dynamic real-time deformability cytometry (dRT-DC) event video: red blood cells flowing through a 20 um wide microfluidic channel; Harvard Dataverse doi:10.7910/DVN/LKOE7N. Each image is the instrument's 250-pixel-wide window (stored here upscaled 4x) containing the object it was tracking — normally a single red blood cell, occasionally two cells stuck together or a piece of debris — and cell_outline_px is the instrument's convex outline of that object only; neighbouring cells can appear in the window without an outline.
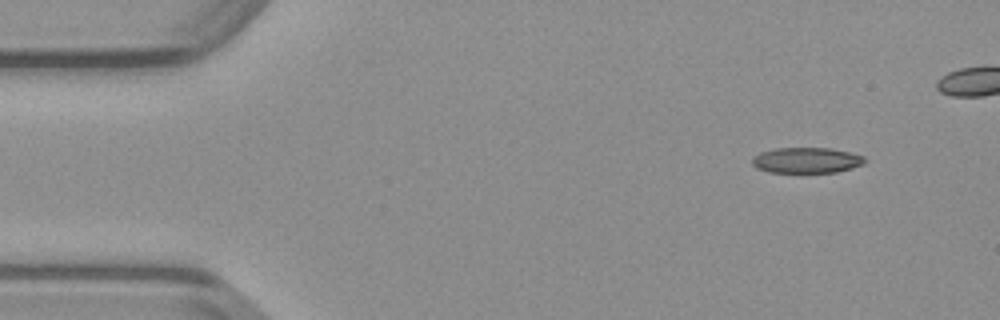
{"species": "common noctule bat (a hibernating species)", "species_latin": "Nyctalus noctula", "temperature_condition": "warm", "stored_images_in_passage": 39, "camera_frame_rate_fps": 3000, "um_per_image_px": 0.085, "animal": {"sex": "male", "body_mass_g": 23.1, "forearm_length_mm": 52.7}, "frame": {"image": 1, "passage_image": 1, "time_ms": 0.0, "image_size_px": [1000, 320], "cell_outline_px": [[868, 160], [864, 164], [852, 168], [836, 172], [768, 172], [756, 168], [752, 164], [752, 156], [760, 152], [776, 148], [832, 148], [864, 156]], "centroid_in_image_um": [68.56, 13.62], "position_along_channel_um": 16.4, "area_um2": 16.94}}
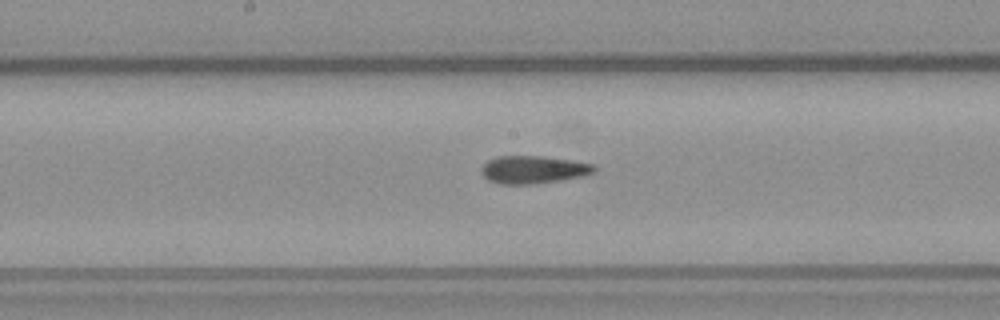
{"frame": {"image": 2, "passage_image": 21, "time_ms": 6.667, "image_size_px": [1000, 320], "cell_outline_px": [[596, 172], [584, 176], [560, 180], [532, 184], [500, 184], [488, 180], [480, 172], [480, 168], [488, 160], [496, 156], [544, 156], [572, 160], [596, 164]], "centroid_in_image_um": [45.35, 14.41], "position_along_channel_um": 202.8, "area_um2": 18.5}}
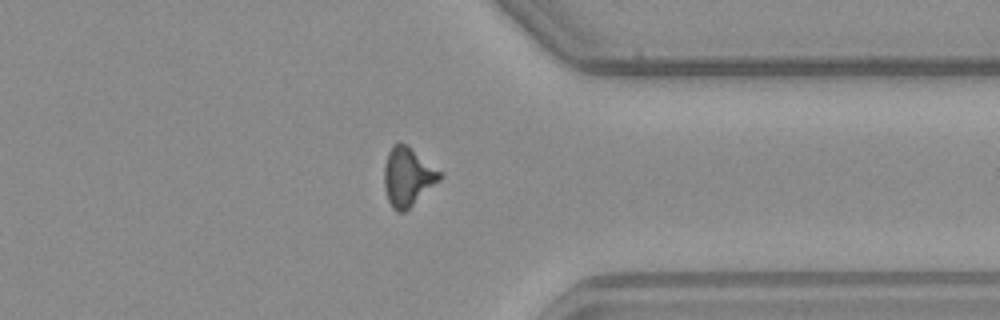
{"frame": {"image": 3, "passage_image": 34, "time_ms": 11.0, "image_size_px": [1000, 320], "cell_outline_px": [[444, 176], [440, 180], [404, 212], [396, 212], [392, 208], [388, 200], [384, 188], [384, 164], [388, 152], [396, 144], [408, 144], [444, 172]], "centroid_in_image_um": [34.69, 15.01], "position_along_channel_um": 376.7, "area_um2": 19.25}}